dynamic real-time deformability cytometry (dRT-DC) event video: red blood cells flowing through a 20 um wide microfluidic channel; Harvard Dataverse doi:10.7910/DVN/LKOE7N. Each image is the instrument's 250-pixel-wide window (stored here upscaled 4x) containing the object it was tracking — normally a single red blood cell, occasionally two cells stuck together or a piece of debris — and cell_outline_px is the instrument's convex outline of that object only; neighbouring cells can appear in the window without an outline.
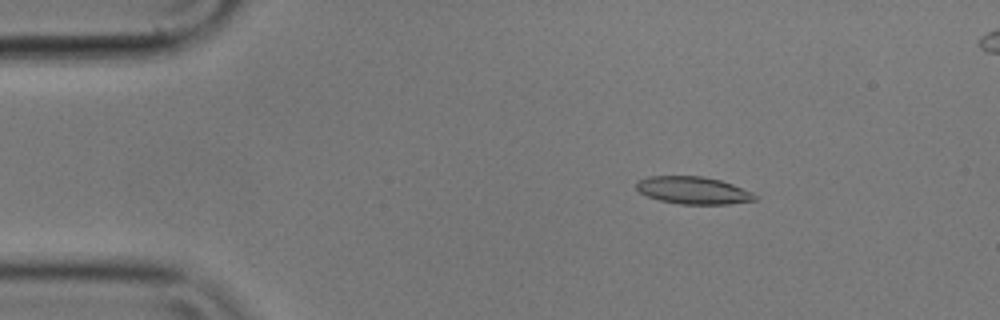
{"species": "common noctule bat (a hibernating species)", "species_latin": "Nyctalus noctula", "temperature_condition": "cold", "stored_images_in_passage": 6, "camera_frame_rate_fps": 3000, "um_per_image_px": 0.085, "animal": {"sex": "male", "body_mass_g": 17.9}, "frame": {"image": 1, "passage_image": 3, "time_ms": 0.667, "image_size_px": [1000, 320], "cell_outline_px": [[756, 200], [728, 204], [680, 204], [660, 200], [648, 196], [640, 192], [636, 188], [636, 180], [648, 176], [700, 176], [720, 180], [732, 184], [752, 192], [756, 196]], "centroid_in_image_um": [58.89, 16.17], "position_along_channel_um": 26.1, "area_um2": 18.84}}
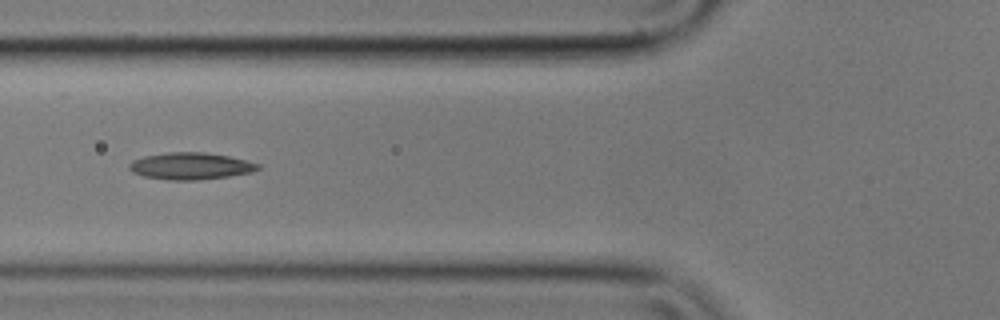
{"frame": {"image": 2, "passage_image": 6, "time_ms": 1.667, "image_size_px": [1000, 320], "cell_outline_px": [[260, 168], [252, 172], [228, 176], [200, 180], [168, 180], [144, 176], [132, 172], [128, 168], [128, 164], [132, 160], [144, 156], [168, 152], [204, 152], [228, 156], [248, 160], [260, 164]], "centroid_in_image_um": [16.19, 14.11], "position_along_channel_um": 109.6, "area_um2": 20.29}}